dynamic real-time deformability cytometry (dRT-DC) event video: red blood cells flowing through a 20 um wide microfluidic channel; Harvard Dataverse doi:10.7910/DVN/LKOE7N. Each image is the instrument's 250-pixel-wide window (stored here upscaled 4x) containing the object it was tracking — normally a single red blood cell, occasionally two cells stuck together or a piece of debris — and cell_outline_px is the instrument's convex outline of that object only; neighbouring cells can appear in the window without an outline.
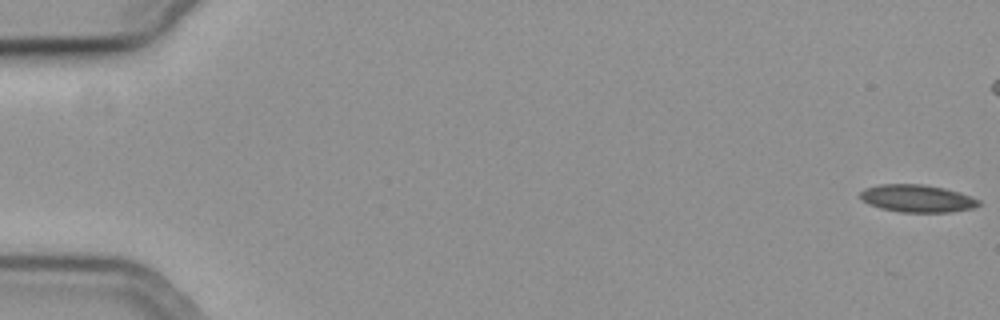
{"species": "common noctule bat (a hibernating species)", "species_latin": "Nyctalus noctula", "temperature_condition": "cold", "stored_images_in_passage": 50, "camera_frame_rate_fps": 3000, "um_per_image_px": 0.085, "animal": {"sex": "female", "body_mass_g": 19.3, "forearm_length_mm": 54.1}, "frame": {"image": 1, "passage_image": 1, "time_ms": 0.0, "image_size_px": [1000, 320], "cell_outline_px": [[980, 204], [972, 208], [952, 212], [900, 212], [880, 208], [868, 204], [860, 200], [860, 192], [864, 188], [880, 184], [924, 184], [944, 188], [980, 200]], "centroid_in_image_um": [77.89, 16.87], "position_along_channel_um": 7.1, "area_um2": 18.96}}
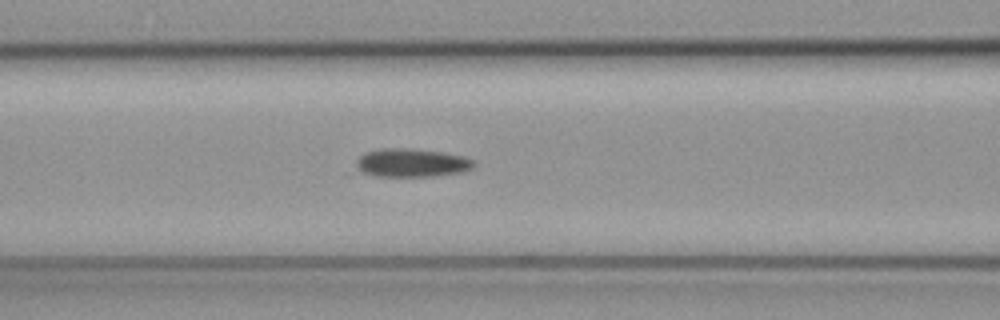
{"frame": {"image": 2, "passage_image": 25, "time_ms": 8.0, "image_size_px": [1000, 320], "cell_outline_px": [[476, 168], [464, 172], [432, 176], [376, 176], [364, 172], [356, 164], [356, 160], [364, 152], [380, 148], [412, 148], [444, 152], [464, 156], [476, 160]], "centroid_in_image_um": [35.09, 13.82], "position_along_channel_um": 131.5, "area_um2": 19.77}}
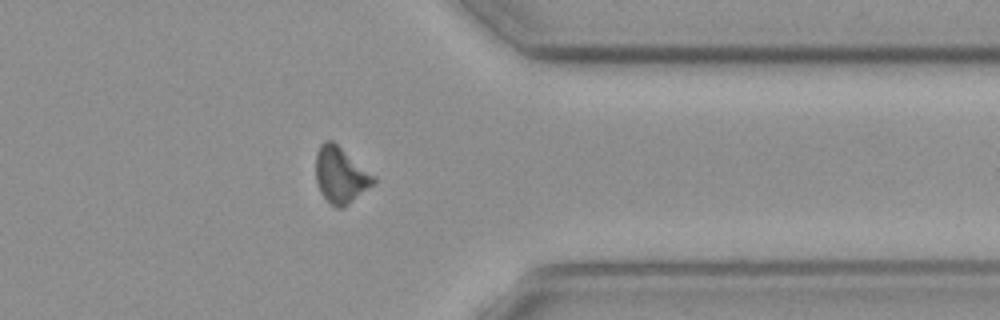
{"frame": {"image": 3, "passage_image": 46, "time_ms": 15.0, "image_size_px": [1000, 320], "cell_outline_px": [[376, 180], [372, 184], [344, 208], [336, 208], [320, 192], [316, 184], [316, 152], [320, 144], [324, 140], [332, 140], [376, 176]], "centroid_in_image_um": [28.93, 14.86], "position_along_channel_um": 382.5, "area_um2": 18.79}}